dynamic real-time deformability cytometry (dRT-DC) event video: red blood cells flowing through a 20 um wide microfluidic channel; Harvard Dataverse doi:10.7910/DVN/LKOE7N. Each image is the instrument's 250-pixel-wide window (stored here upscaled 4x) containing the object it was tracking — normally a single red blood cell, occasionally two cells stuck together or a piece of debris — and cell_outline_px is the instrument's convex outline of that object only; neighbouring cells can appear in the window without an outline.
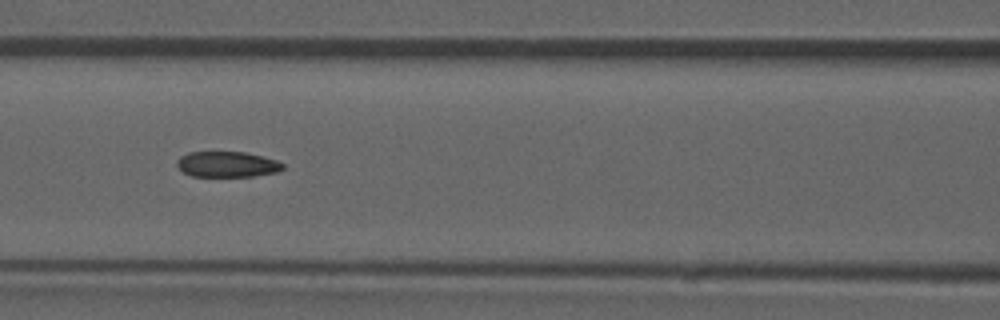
{"species": "common noctule bat (a hibernating species)", "species_latin": "Nyctalus noctula", "temperature_condition": "room temperature", "stored_images_in_passage": 52, "camera_frame_rate_fps": 3000, "um_per_image_px": 0.085, "animal": {"sex": "male", "forearm_length_mm": 52.5}, "frame": {"image": 1, "passage_image": 23, "time_ms": 7.333, "image_size_px": [1000, 320], "cell_outline_px": [[284, 168], [280, 172], [252, 176], [192, 176], [184, 172], [176, 164], [176, 160], [180, 156], [188, 152], [244, 152], [264, 156], [276, 160], [284, 164]], "centroid_in_image_um": [19.33, 13.96], "position_along_channel_um": 147.3, "area_um2": 15.9}, "authors_computed_cell_mechanics": {"area_um2": 17.2822, "velocity_mm_per_s": 3.9158, "shape_relaxation_time_tau1_ms": null, "shape_relaxation_time_tau2_ms": 2.5054, "deformation_change_tau1": null, "deformation_change_tau2": 0.0797}}